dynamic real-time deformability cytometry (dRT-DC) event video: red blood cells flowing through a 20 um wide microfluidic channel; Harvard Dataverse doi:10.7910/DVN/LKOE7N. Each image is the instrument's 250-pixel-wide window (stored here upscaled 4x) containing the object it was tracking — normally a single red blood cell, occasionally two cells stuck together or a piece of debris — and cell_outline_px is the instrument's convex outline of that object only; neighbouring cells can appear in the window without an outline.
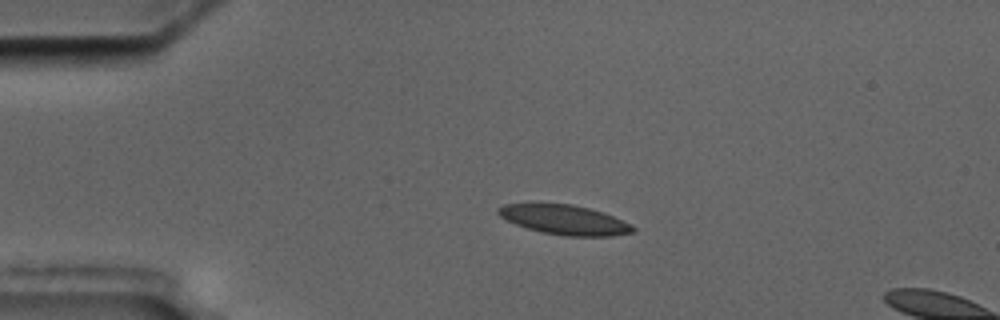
{"species": "common noctule bat (a hibernating species)", "species_latin": "Nyctalus noctula", "temperature_condition": "cold", "stored_images_in_passage": 3, "camera_frame_rate_fps": 3000, "um_per_image_px": 0.085, "animal": {"sex": "male", "body_mass_g": 17.5, "forearm_length_mm": 52.3}, "frame": {"image": 1, "passage_image": 2, "time_ms": 2.0, "image_size_px": [1000, 320], "cell_outline_px": [[636, 232], [612, 236], [564, 236], [544, 232], [528, 228], [516, 224], [500, 216], [496, 212], [496, 208], [504, 204], [528, 200], [572, 204], [604, 212], [632, 224], [636, 228]], "centroid_in_image_um": [47.93, 18.63], "position_along_channel_um": 37.1, "area_um2": 24.16}}